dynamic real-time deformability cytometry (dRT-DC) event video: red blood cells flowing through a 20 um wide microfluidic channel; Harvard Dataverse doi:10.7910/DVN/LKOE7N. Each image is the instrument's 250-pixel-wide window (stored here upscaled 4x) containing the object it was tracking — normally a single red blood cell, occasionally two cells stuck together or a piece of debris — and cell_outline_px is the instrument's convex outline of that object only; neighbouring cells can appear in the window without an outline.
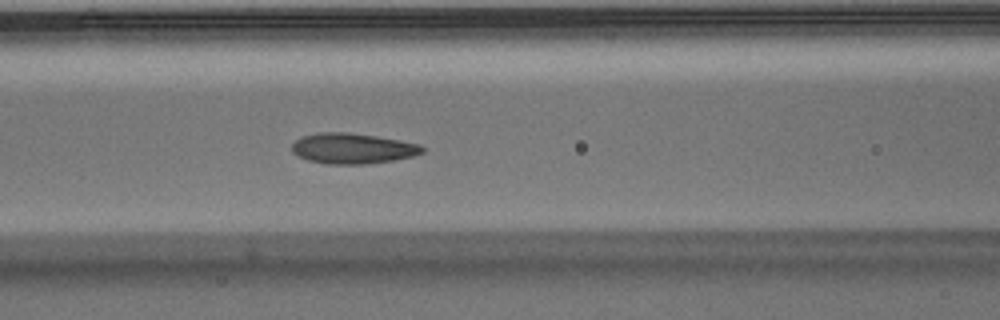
{"species": "Egyptian fruit bat (a non-hibernating species)", "species_latin": "Rousettus aegyptiacus", "temperature_condition": "warm", "stored_images_in_passage": 43, "camera_frame_rate_fps": 3000, "um_per_image_px": 0.085, "animal": {"sex": "male"}, "frame": {"image": 1, "passage_image": 12, "time_ms": 3.667, "image_size_px": [1000, 320], "cell_outline_px": [[424, 152], [412, 156], [392, 160], [368, 164], [328, 164], [308, 160], [292, 152], [292, 144], [300, 136], [316, 132], [348, 132], [376, 136], [400, 140], [420, 144], [424, 148]], "centroid_in_image_um": [29.95, 12.6], "position_along_channel_um": 136.6, "area_um2": 23.24}}
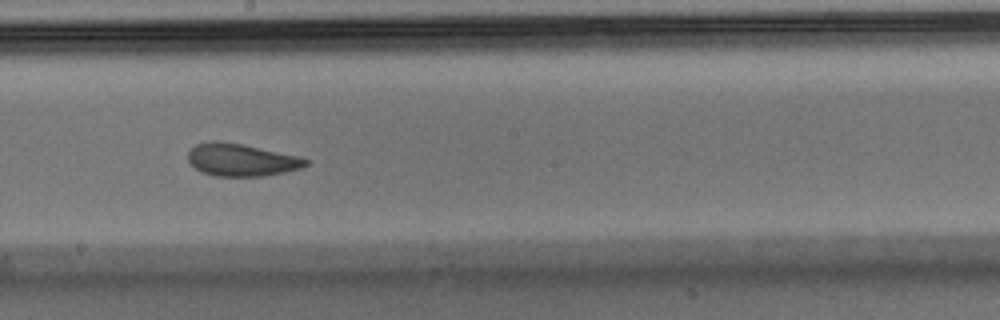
{"frame": {"image": 2, "passage_image": 19, "time_ms": 6.0, "image_size_px": [1000, 320], "cell_outline_px": [[308, 164], [300, 168], [284, 172], [264, 176], [216, 176], [200, 172], [188, 160], [188, 148], [196, 144], [208, 140], [220, 140], [244, 144], [304, 156], [308, 160]], "centroid_in_image_um": [20.52, 13.56], "position_along_channel_um": 227.7, "area_um2": 22.83}}
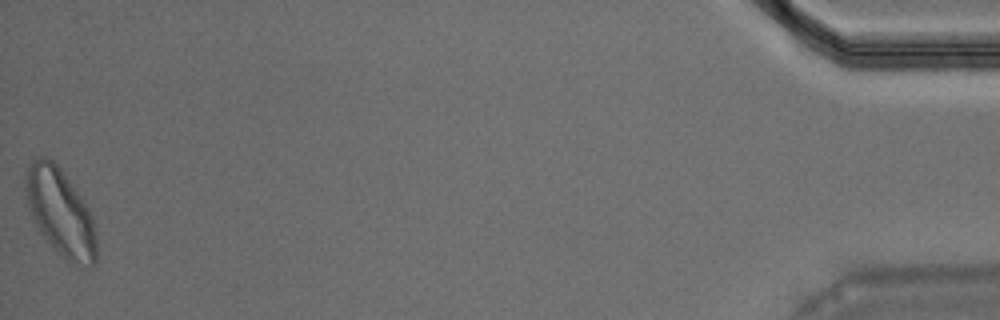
{"frame": {"image": 3, "passage_image": 42, "time_ms": 13.667, "image_size_px": [1000, 320], "cell_outline_px": [[96, 264], [92, 268], [68, 260], [40, 232], [32, 220], [24, 188], [28, 168], [32, 160], [40, 156], [44, 156], [52, 160], [60, 168], [80, 196], [88, 208], [92, 216], [96, 232]], "centroid_in_image_um": [5.14, 18.03], "position_along_channel_um": 430.1, "area_um2": 35.37}, "authors_computed_cell_mechanics": {"area_um2": 23.1778, "velocity_mm_per_s": 3.9063, "shape_relaxation_time_tau1_ms": 2.7258, "shape_relaxation_time_tau2_ms": 1.7007, "deformation_change_tau1": 0.123, "deformation_change_tau2": 0.0748}}